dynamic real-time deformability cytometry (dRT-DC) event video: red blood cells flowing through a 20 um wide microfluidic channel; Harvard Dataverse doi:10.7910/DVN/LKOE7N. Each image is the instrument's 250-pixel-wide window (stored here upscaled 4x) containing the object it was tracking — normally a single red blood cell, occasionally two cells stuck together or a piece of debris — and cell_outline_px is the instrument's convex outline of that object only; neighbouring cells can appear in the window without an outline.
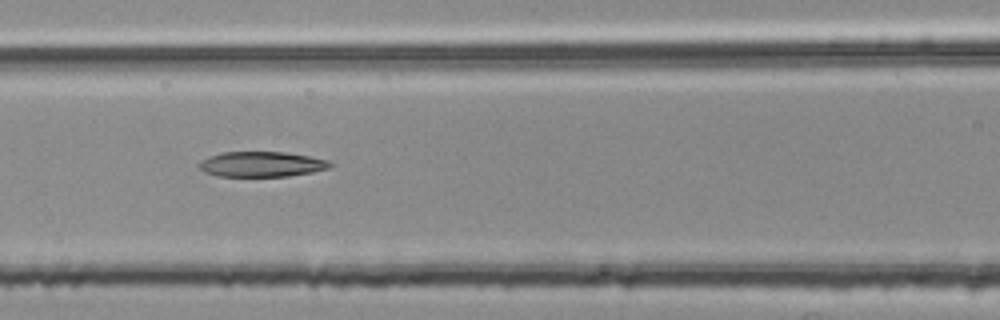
{"species": "common noctule bat (a hibernating species)", "species_latin": "Nyctalus noctula", "temperature_condition": "room temperature", "stored_images_in_passage": 53, "segment_of_instrument_passage": [2, 2], "camera_frame_rate_fps": 3000, "um_per_image_px": 0.085, "animal": {"sex": "female", "body_mass_g": 25.1}, "frame": {"image": 1, "passage_image": 23, "time_ms": 7.333, "image_size_px": [1000, 320], "cell_outline_px": [[332, 164], [328, 168], [312, 172], [288, 176], [220, 176], [204, 172], [196, 164], [200, 160], [208, 156], [220, 152], [284, 152], [308, 156], [328, 160]], "centroid_in_image_um": [22.17, 13.95], "position_along_channel_um": 144.4, "area_um2": 19.25}}
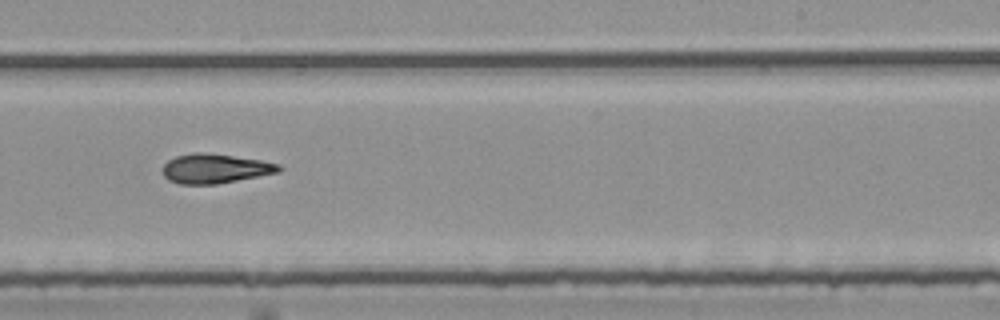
{"frame": {"image": 2, "passage_image": 33, "time_ms": 10.667, "image_size_px": [1000, 320], "cell_outline_px": [[284, 168], [280, 172], [216, 184], [180, 184], [168, 180], [164, 176], [164, 164], [168, 160], [176, 156], [192, 152], [204, 152], [260, 160], [280, 164]], "centroid_in_image_um": [18.29, 14.32], "position_along_channel_um": 270.7, "area_um2": 19.88}}
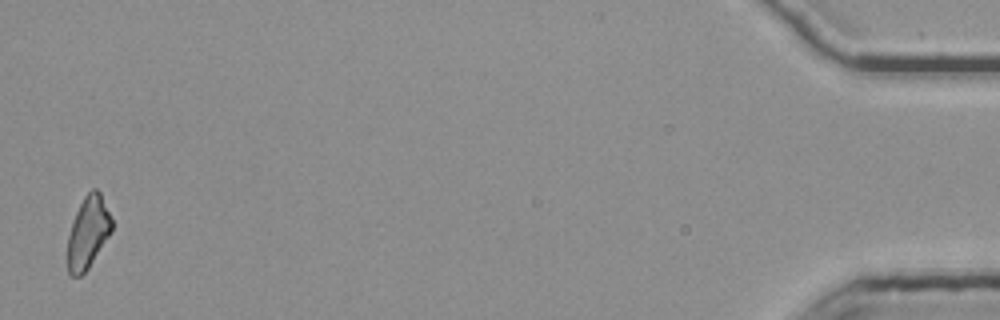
{"frame": {"image": 3, "passage_image": 53, "time_ms": 17.333, "image_size_px": [1000, 320], "cell_outline_px": [[112, 232], [88, 268], [80, 276], [72, 276], [68, 272], [68, 236], [76, 212], [84, 196], [92, 188], [96, 188], [100, 192], [112, 220]], "centroid_in_image_um": [7.49, 19.75], "position_along_channel_um": 427.7, "area_um2": 18.32}}